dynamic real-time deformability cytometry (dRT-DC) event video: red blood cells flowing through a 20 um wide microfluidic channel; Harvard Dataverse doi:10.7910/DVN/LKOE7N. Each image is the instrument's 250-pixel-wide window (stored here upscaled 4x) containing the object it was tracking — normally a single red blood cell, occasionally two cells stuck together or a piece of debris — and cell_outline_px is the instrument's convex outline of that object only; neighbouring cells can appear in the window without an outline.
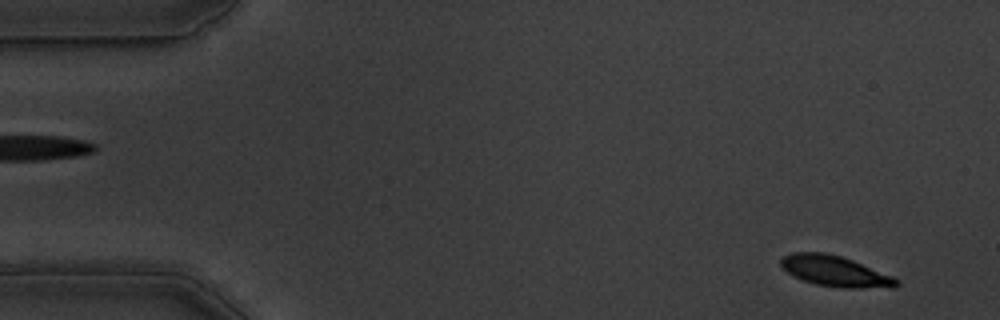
{"species": "common noctule bat (a hibernating species)", "species_latin": "Nyctalus noctula", "temperature_condition": "warm", "stored_images_in_passage": 55, "camera_frame_rate_fps": 3000, "um_per_image_px": 0.085, "animal": {"sex": "male", "body_mass_g": 19.5, "forearm_length_mm": 54.6}, "frame": {"image": 1, "passage_image": 3, "time_ms": 0.667, "image_size_px": [1000, 320], "cell_outline_px": [[900, 284], [892, 288], [840, 288], [816, 284], [804, 280], [788, 272], [780, 264], [780, 260], [784, 256], [792, 252], [824, 252], [840, 256], [852, 260], [892, 276], [900, 280]], "centroid_in_image_um": [71.02, 23.06], "position_along_channel_um": 14.0, "area_um2": 20.52}}
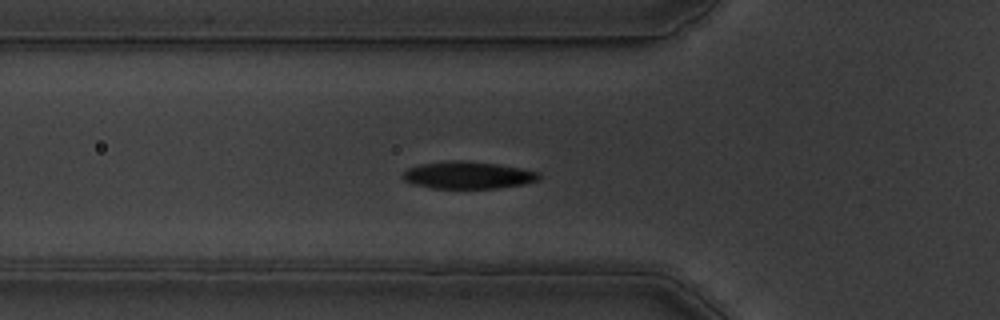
{"frame": {"image": 2, "passage_image": 18, "time_ms": 5.667, "image_size_px": [1000, 320], "cell_outline_px": [[540, 180], [524, 184], [496, 188], [432, 188], [412, 184], [404, 180], [404, 172], [408, 168], [420, 164], [448, 160], [460, 160], [500, 164], [540, 172]], "centroid_in_image_um": [39.8, 14.88], "position_along_channel_um": 86.0, "area_um2": 21.68}}
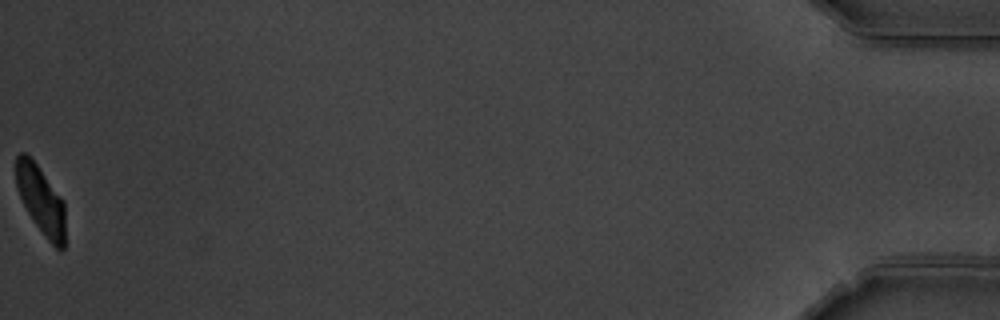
{"frame": {"image": 3, "passage_image": 55, "time_ms": 18.0, "image_size_px": [1000, 320], "cell_outline_px": [[64, 248], [56, 248], [48, 240], [32, 220], [16, 188], [16, 156], [20, 152], [24, 152], [36, 164], [64, 200]], "centroid_in_image_um": [3.47, 16.99], "position_along_channel_um": 431.7, "area_um2": 19.25}, "authors_computed_cell_mechanics": {"area_um2": 21.6172, "velocity_mm_per_s": 3.6156, "shape_relaxation_time_tau1_ms": 2.528, "shape_relaxation_time_tau2_ms": 1.5721, "deformation_change_tau1": 0.1507, "deformation_change_tau2": 0.0508}}